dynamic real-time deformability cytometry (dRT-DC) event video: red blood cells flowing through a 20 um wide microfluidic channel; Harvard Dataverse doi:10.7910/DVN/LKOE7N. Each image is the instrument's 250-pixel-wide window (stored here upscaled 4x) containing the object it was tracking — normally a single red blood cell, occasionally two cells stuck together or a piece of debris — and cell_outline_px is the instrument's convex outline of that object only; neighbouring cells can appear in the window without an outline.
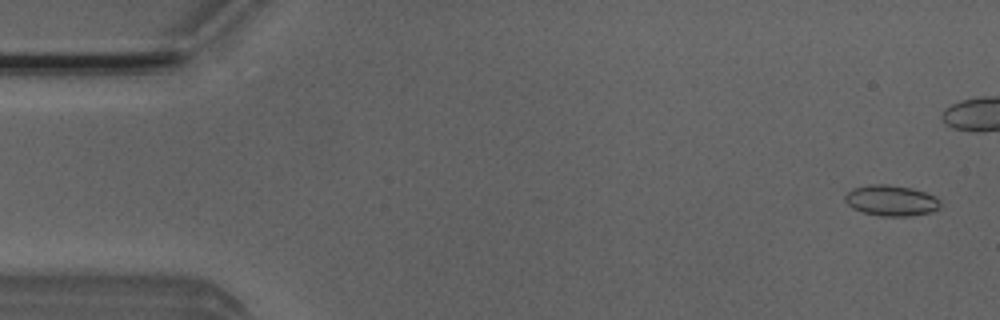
{"species": "Egyptian fruit bat (a non-hibernating species)", "species_latin": "Rousettus aegyptiacus", "temperature_condition": "room temperature", "stored_images_in_passage": 50, "camera_frame_rate_fps": 3000, "um_per_image_px": 0.085, "animal": {"sex": "male"}, "frame": {"image": 1, "passage_image": 2, "time_ms": 0.333, "image_size_px": [1000, 320], "cell_outline_px": [[940, 204], [932, 212], [908, 216], [880, 216], [864, 212], [852, 208], [844, 200], [844, 196], [852, 188], [868, 184], [888, 184], [912, 188], [924, 192], [940, 200]], "centroid_in_image_um": [75.7, 17.03], "position_along_channel_um": 9.3, "area_um2": 16.99}}
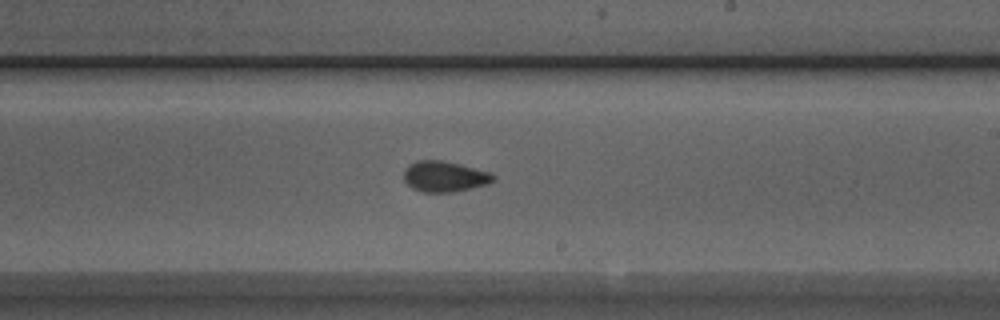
{"frame": {"image": 2, "passage_image": 30, "time_ms": 9.667, "image_size_px": [1000, 320], "cell_outline_px": [[496, 180], [488, 184], [452, 192], [424, 192], [412, 188], [404, 180], [404, 168], [408, 164], [416, 160], [440, 160], [460, 164], [488, 172], [496, 176]], "centroid_in_image_um": [37.76, 14.99], "position_along_channel_um": 251.2, "area_um2": 16.01}}
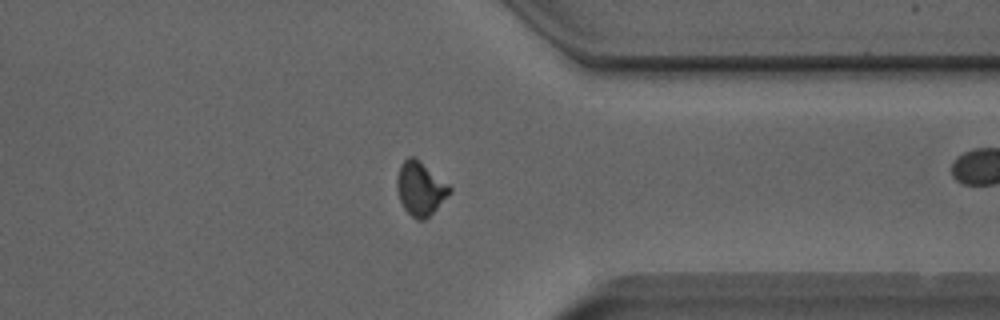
{"frame": {"image": 3, "passage_image": 40, "time_ms": 13.0, "image_size_px": [1000, 320], "cell_outline_px": [[452, 192], [424, 220], [416, 220], [404, 208], [400, 200], [396, 188], [396, 180], [400, 164], [408, 156], [412, 156], [420, 160], [448, 184], [452, 188]], "centroid_in_image_um": [35.71, 16.0], "position_along_channel_um": 375.7, "area_um2": 16.42}, "authors_computed_cell_mechanics": {"area_um2": 16.0395, "velocity_mm_per_s": 3.9327, "shape_relaxation_time_tau1_ms": 6.4725, "shape_relaxation_time_tau2_ms": 1.7855, "deformation_change_tau1": 0.1089, "deformation_change_tau2": 0.0606}}